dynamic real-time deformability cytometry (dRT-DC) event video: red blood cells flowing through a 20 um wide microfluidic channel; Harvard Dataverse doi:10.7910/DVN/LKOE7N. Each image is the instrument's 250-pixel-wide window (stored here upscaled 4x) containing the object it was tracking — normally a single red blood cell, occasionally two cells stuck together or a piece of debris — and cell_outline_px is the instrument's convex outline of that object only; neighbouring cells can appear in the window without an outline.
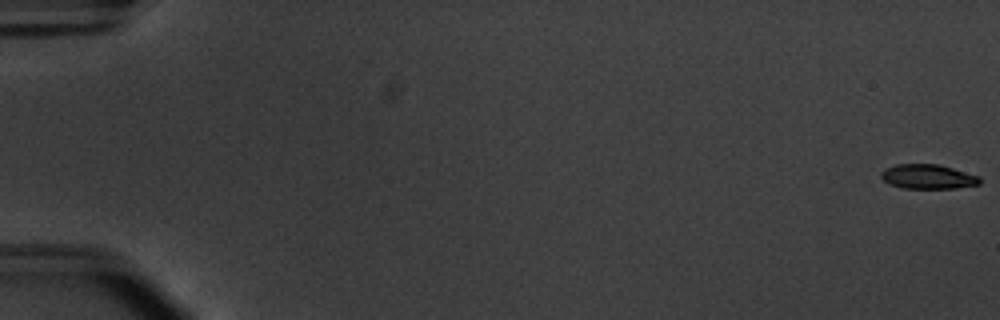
{"species": "common noctule bat (a hibernating species)", "species_latin": "Nyctalus noctula", "temperature_condition": "warm", "stored_images_in_passage": 52, "camera_frame_rate_fps": 3000, "um_per_image_px": 0.085, "animal": {"sex": "male", "body_mass_g": 20.1, "forearm_length_mm": 53.5}, "frame": {"image": 1, "passage_image": 1, "time_ms": 0.0, "image_size_px": [1000, 320], "cell_outline_px": [[980, 184], [956, 188], [904, 188], [888, 184], [880, 176], [880, 172], [884, 168], [896, 164], [940, 164], [980, 176]], "centroid_in_image_um": [78.86, 15.01], "position_along_channel_um": 6.1, "area_um2": 14.22}}
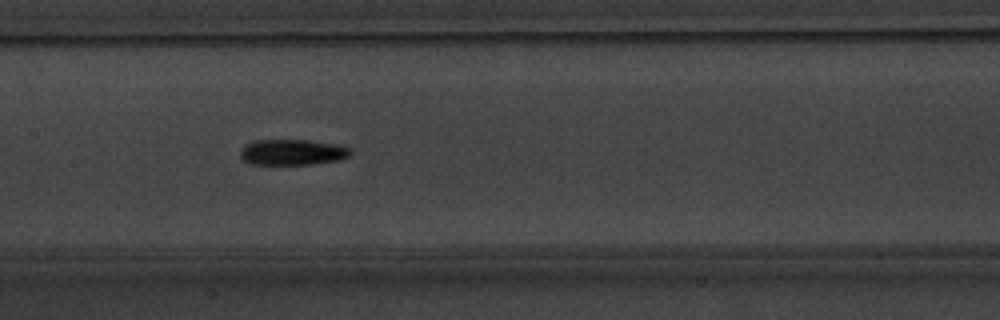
{"frame": {"image": 2, "passage_image": 29, "time_ms": 9.333, "image_size_px": [1000, 320], "cell_outline_px": [[352, 152], [348, 156], [340, 160], [312, 164], [248, 164], [240, 156], [240, 148], [244, 144], [252, 140], [308, 140], [336, 144], [352, 148]], "centroid_in_image_um": [24.83, 12.93], "position_along_channel_um": 182.6, "area_um2": 16.76}}
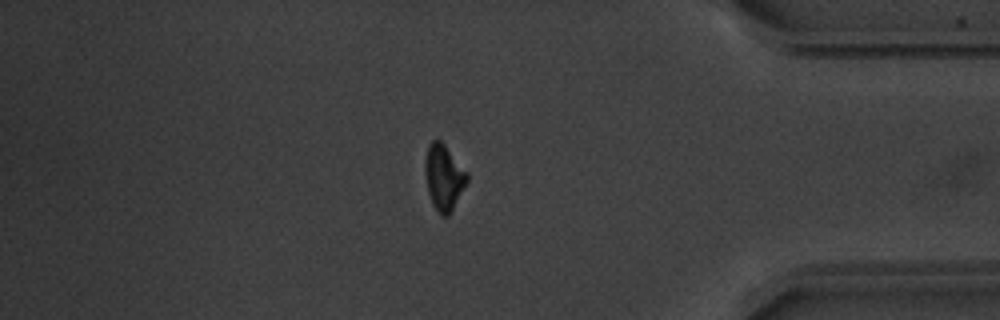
{"frame": {"image": 3, "passage_image": 48, "time_ms": 15.667, "image_size_px": [1000, 320], "cell_outline_px": [[468, 180], [448, 216], [440, 216], [432, 204], [428, 192], [424, 172], [424, 160], [428, 144], [432, 140], [440, 140], [444, 144], [468, 172]], "centroid_in_image_um": [37.7, 15.05], "position_along_channel_um": 397.5, "area_um2": 16.13}}